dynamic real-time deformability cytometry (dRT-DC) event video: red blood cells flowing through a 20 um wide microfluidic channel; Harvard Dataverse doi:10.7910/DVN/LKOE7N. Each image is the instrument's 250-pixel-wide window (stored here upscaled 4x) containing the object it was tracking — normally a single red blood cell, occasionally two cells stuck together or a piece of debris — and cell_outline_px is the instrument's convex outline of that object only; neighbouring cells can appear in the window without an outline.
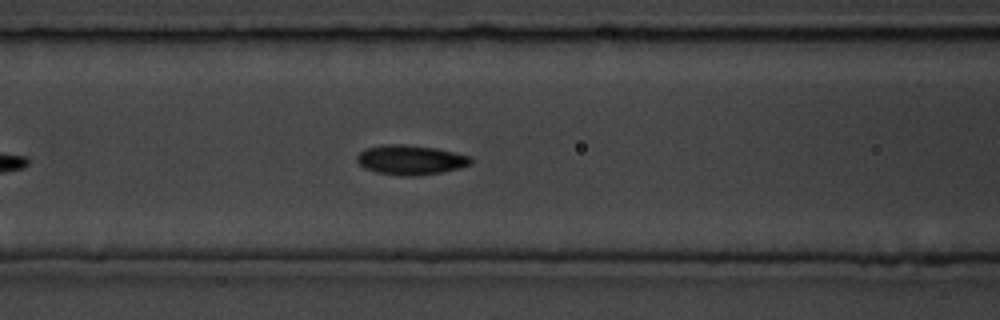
{"species": "common noctule bat (a hibernating species)", "species_latin": "Nyctalus noctula", "temperature_condition": "room temperature", "stored_images_in_passage": 40, "camera_frame_rate_fps": 3000, "um_per_image_px": 0.085, "animal": {"sex": "male", "body_mass_g": 19.5, "forearm_length_mm": 54.6}, "frame": {"image": 1, "passage_image": 12, "time_ms": 3.667, "image_size_px": [1000, 320], "cell_outline_px": [[472, 164], [460, 168], [440, 172], [416, 176], [400, 176], [376, 172], [364, 168], [356, 160], [356, 156], [364, 148], [384, 144], [404, 144], [436, 148], [472, 156]], "centroid_in_image_um": [34.89, 13.58], "position_along_channel_um": 131.7, "area_um2": 19.88}}
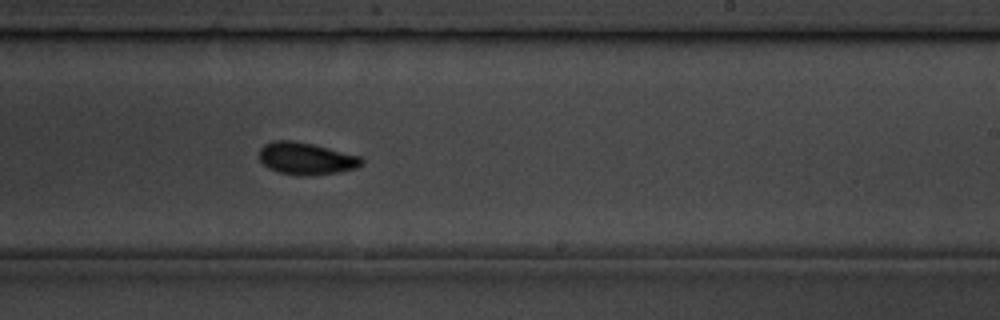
{"frame": {"image": 2, "passage_image": 23, "time_ms": 7.333, "image_size_px": [1000, 320], "cell_outline_px": [[364, 164], [356, 168], [336, 172], [312, 176], [296, 176], [280, 172], [268, 168], [260, 160], [260, 148], [264, 144], [272, 140], [292, 140], [312, 144], [360, 156], [364, 160]], "centroid_in_image_um": [26.02, 13.48], "position_along_channel_um": 263.0, "area_um2": 19.25}, "authors_computed_cell_mechanics": {"area_um2": 18.9295, "velocity_mm_per_s": 3.5872, "shape_relaxation_time_tau1_ms": 1.9829, "shape_relaxation_time_tau2_ms": 5.372, "deformation_change_tau1": 0.0841, "deformation_change_tau2": 0.0937}}